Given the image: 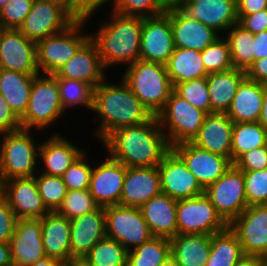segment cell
Returning a JSON list of instances; mask_svg holds the SVG:
<instances>
[{
  "instance_id": "obj_1",
  "label": "cell",
  "mask_w": 267,
  "mask_h": 266,
  "mask_svg": "<svg viewBox=\"0 0 267 266\" xmlns=\"http://www.w3.org/2000/svg\"><path fill=\"white\" fill-rule=\"evenodd\" d=\"M102 144L126 167H156L171 150L156 116L146 123L115 130Z\"/></svg>"
},
{
  "instance_id": "obj_2",
  "label": "cell",
  "mask_w": 267,
  "mask_h": 266,
  "mask_svg": "<svg viewBox=\"0 0 267 266\" xmlns=\"http://www.w3.org/2000/svg\"><path fill=\"white\" fill-rule=\"evenodd\" d=\"M105 78L93 90V109L100 125L96 132L102 142L115 130L149 121L153 115L122 79L121 85L108 84Z\"/></svg>"
},
{
  "instance_id": "obj_3",
  "label": "cell",
  "mask_w": 267,
  "mask_h": 266,
  "mask_svg": "<svg viewBox=\"0 0 267 266\" xmlns=\"http://www.w3.org/2000/svg\"><path fill=\"white\" fill-rule=\"evenodd\" d=\"M110 21L100 25L90 39L95 43L105 69L117 64L128 66L139 60L143 18L111 11Z\"/></svg>"
},
{
  "instance_id": "obj_4",
  "label": "cell",
  "mask_w": 267,
  "mask_h": 266,
  "mask_svg": "<svg viewBox=\"0 0 267 266\" xmlns=\"http://www.w3.org/2000/svg\"><path fill=\"white\" fill-rule=\"evenodd\" d=\"M126 69L121 79L151 114L156 116L174 90L166 65L139 59Z\"/></svg>"
},
{
  "instance_id": "obj_5",
  "label": "cell",
  "mask_w": 267,
  "mask_h": 266,
  "mask_svg": "<svg viewBox=\"0 0 267 266\" xmlns=\"http://www.w3.org/2000/svg\"><path fill=\"white\" fill-rule=\"evenodd\" d=\"M0 145V177L2 181L12 178L34 177L38 173L36 163L40 144L35 145L31 130L20 129L2 133Z\"/></svg>"
},
{
  "instance_id": "obj_6",
  "label": "cell",
  "mask_w": 267,
  "mask_h": 266,
  "mask_svg": "<svg viewBox=\"0 0 267 266\" xmlns=\"http://www.w3.org/2000/svg\"><path fill=\"white\" fill-rule=\"evenodd\" d=\"M64 113L57 77L37 74L31 87L28 107L20 118L22 129L31 130L34 127L42 131Z\"/></svg>"
},
{
  "instance_id": "obj_7",
  "label": "cell",
  "mask_w": 267,
  "mask_h": 266,
  "mask_svg": "<svg viewBox=\"0 0 267 266\" xmlns=\"http://www.w3.org/2000/svg\"><path fill=\"white\" fill-rule=\"evenodd\" d=\"M206 115V112L195 108L173 90L156 117L172 147L181 142L192 141L199 133Z\"/></svg>"
},
{
  "instance_id": "obj_8",
  "label": "cell",
  "mask_w": 267,
  "mask_h": 266,
  "mask_svg": "<svg viewBox=\"0 0 267 266\" xmlns=\"http://www.w3.org/2000/svg\"><path fill=\"white\" fill-rule=\"evenodd\" d=\"M86 20L76 19L69 27L39 40L37 46V66L39 73L54 75L75 52L90 38L81 34Z\"/></svg>"
},
{
  "instance_id": "obj_9",
  "label": "cell",
  "mask_w": 267,
  "mask_h": 266,
  "mask_svg": "<svg viewBox=\"0 0 267 266\" xmlns=\"http://www.w3.org/2000/svg\"><path fill=\"white\" fill-rule=\"evenodd\" d=\"M104 211L106 236L121 243L128 251L153 237L139 207L117 204L104 207Z\"/></svg>"
},
{
  "instance_id": "obj_10",
  "label": "cell",
  "mask_w": 267,
  "mask_h": 266,
  "mask_svg": "<svg viewBox=\"0 0 267 266\" xmlns=\"http://www.w3.org/2000/svg\"><path fill=\"white\" fill-rule=\"evenodd\" d=\"M204 194L228 225L248 207L244 174L234 164Z\"/></svg>"
},
{
  "instance_id": "obj_11",
  "label": "cell",
  "mask_w": 267,
  "mask_h": 266,
  "mask_svg": "<svg viewBox=\"0 0 267 266\" xmlns=\"http://www.w3.org/2000/svg\"><path fill=\"white\" fill-rule=\"evenodd\" d=\"M178 234H216L229 225L205 195L180 199L177 203Z\"/></svg>"
},
{
  "instance_id": "obj_12",
  "label": "cell",
  "mask_w": 267,
  "mask_h": 266,
  "mask_svg": "<svg viewBox=\"0 0 267 266\" xmlns=\"http://www.w3.org/2000/svg\"><path fill=\"white\" fill-rule=\"evenodd\" d=\"M76 18L61 4L34 0L19 31L28 39L38 42L49 35L63 31Z\"/></svg>"
},
{
  "instance_id": "obj_13",
  "label": "cell",
  "mask_w": 267,
  "mask_h": 266,
  "mask_svg": "<svg viewBox=\"0 0 267 266\" xmlns=\"http://www.w3.org/2000/svg\"><path fill=\"white\" fill-rule=\"evenodd\" d=\"M245 256L267 258V204L248 206L230 225Z\"/></svg>"
},
{
  "instance_id": "obj_14",
  "label": "cell",
  "mask_w": 267,
  "mask_h": 266,
  "mask_svg": "<svg viewBox=\"0 0 267 266\" xmlns=\"http://www.w3.org/2000/svg\"><path fill=\"white\" fill-rule=\"evenodd\" d=\"M171 149L183 160L204 189L216 182L233 165L227 157L202 149L191 141L178 143Z\"/></svg>"
},
{
  "instance_id": "obj_15",
  "label": "cell",
  "mask_w": 267,
  "mask_h": 266,
  "mask_svg": "<svg viewBox=\"0 0 267 266\" xmlns=\"http://www.w3.org/2000/svg\"><path fill=\"white\" fill-rule=\"evenodd\" d=\"M175 50L170 16L143 18L139 59L166 65Z\"/></svg>"
},
{
  "instance_id": "obj_16",
  "label": "cell",
  "mask_w": 267,
  "mask_h": 266,
  "mask_svg": "<svg viewBox=\"0 0 267 266\" xmlns=\"http://www.w3.org/2000/svg\"><path fill=\"white\" fill-rule=\"evenodd\" d=\"M157 168L160 173L162 193L176 200L194 198L205 193V189L172 149Z\"/></svg>"
},
{
  "instance_id": "obj_17",
  "label": "cell",
  "mask_w": 267,
  "mask_h": 266,
  "mask_svg": "<svg viewBox=\"0 0 267 266\" xmlns=\"http://www.w3.org/2000/svg\"><path fill=\"white\" fill-rule=\"evenodd\" d=\"M0 69L39 74L36 42L18 29H6L0 41Z\"/></svg>"
},
{
  "instance_id": "obj_18",
  "label": "cell",
  "mask_w": 267,
  "mask_h": 266,
  "mask_svg": "<svg viewBox=\"0 0 267 266\" xmlns=\"http://www.w3.org/2000/svg\"><path fill=\"white\" fill-rule=\"evenodd\" d=\"M126 169L123 163L110 155L93 167L89 190L100 207L120 204Z\"/></svg>"
},
{
  "instance_id": "obj_19",
  "label": "cell",
  "mask_w": 267,
  "mask_h": 266,
  "mask_svg": "<svg viewBox=\"0 0 267 266\" xmlns=\"http://www.w3.org/2000/svg\"><path fill=\"white\" fill-rule=\"evenodd\" d=\"M3 196L18 219H41L49 213L38 192L35 177L4 181Z\"/></svg>"
},
{
  "instance_id": "obj_20",
  "label": "cell",
  "mask_w": 267,
  "mask_h": 266,
  "mask_svg": "<svg viewBox=\"0 0 267 266\" xmlns=\"http://www.w3.org/2000/svg\"><path fill=\"white\" fill-rule=\"evenodd\" d=\"M178 8L218 33L238 23L236 0H184Z\"/></svg>"
},
{
  "instance_id": "obj_21",
  "label": "cell",
  "mask_w": 267,
  "mask_h": 266,
  "mask_svg": "<svg viewBox=\"0 0 267 266\" xmlns=\"http://www.w3.org/2000/svg\"><path fill=\"white\" fill-rule=\"evenodd\" d=\"M9 245L14 266H30L47 256L42 241L41 219H18Z\"/></svg>"
},
{
  "instance_id": "obj_22",
  "label": "cell",
  "mask_w": 267,
  "mask_h": 266,
  "mask_svg": "<svg viewBox=\"0 0 267 266\" xmlns=\"http://www.w3.org/2000/svg\"><path fill=\"white\" fill-rule=\"evenodd\" d=\"M104 70L97 46L89 38L54 75L86 82L95 88L106 78Z\"/></svg>"
},
{
  "instance_id": "obj_23",
  "label": "cell",
  "mask_w": 267,
  "mask_h": 266,
  "mask_svg": "<svg viewBox=\"0 0 267 266\" xmlns=\"http://www.w3.org/2000/svg\"><path fill=\"white\" fill-rule=\"evenodd\" d=\"M170 16L175 48L203 51L219 38L218 32L185 15L178 7L165 11Z\"/></svg>"
},
{
  "instance_id": "obj_24",
  "label": "cell",
  "mask_w": 267,
  "mask_h": 266,
  "mask_svg": "<svg viewBox=\"0 0 267 266\" xmlns=\"http://www.w3.org/2000/svg\"><path fill=\"white\" fill-rule=\"evenodd\" d=\"M161 193L160 173L156 167H127L120 205L141 207Z\"/></svg>"
},
{
  "instance_id": "obj_25",
  "label": "cell",
  "mask_w": 267,
  "mask_h": 266,
  "mask_svg": "<svg viewBox=\"0 0 267 266\" xmlns=\"http://www.w3.org/2000/svg\"><path fill=\"white\" fill-rule=\"evenodd\" d=\"M71 221L70 247L72 259H83L92 247L106 236L104 207H98Z\"/></svg>"
},
{
  "instance_id": "obj_26",
  "label": "cell",
  "mask_w": 267,
  "mask_h": 266,
  "mask_svg": "<svg viewBox=\"0 0 267 266\" xmlns=\"http://www.w3.org/2000/svg\"><path fill=\"white\" fill-rule=\"evenodd\" d=\"M233 125L226 113L207 114L199 133L191 142L209 152L227 157L231 161Z\"/></svg>"
},
{
  "instance_id": "obj_27",
  "label": "cell",
  "mask_w": 267,
  "mask_h": 266,
  "mask_svg": "<svg viewBox=\"0 0 267 266\" xmlns=\"http://www.w3.org/2000/svg\"><path fill=\"white\" fill-rule=\"evenodd\" d=\"M178 200L160 193L140 207L153 236L171 239L178 234Z\"/></svg>"
},
{
  "instance_id": "obj_28",
  "label": "cell",
  "mask_w": 267,
  "mask_h": 266,
  "mask_svg": "<svg viewBox=\"0 0 267 266\" xmlns=\"http://www.w3.org/2000/svg\"><path fill=\"white\" fill-rule=\"evenodd\" d=\"M42 241L48 257L66 263L72 260L70 247L71 221L57 212L41 218Z\"/></svg>"
},
{
  "instance_id": "obj_29",
  "label": "cell",
  "mask_w": 267,
  "mask_h": 266,
  "mask_svg": "<svg viewBox=\"0 0 267 266\" xmlns=\"http://www.w3.org/2000/svg\"><path fill=\"white\" fill-rule=\"evenodd\" d=\"M39 156L45 168L42 174L62 177L64 172L84 153L72 142L54 134L41 142Z\"/></svg>"
},
{
  "instance_id": "obj_30",
  "label": "cell",
  "mask_w": 267,
  "mask_h": 266,
  "mask_svg": "<svg viewBox=\"0 0 267 266\" xmlns=\"http://www.w3.org/2000/svg\"><path fill=\"white\" fill-rule=\"evenodd\" d=\"M264 84L247 77L239 85L226 114L233 123L257 122L260 119Z\"/></svg>"
},
{
  "instance_id": "obj_31",
  "label": "cell",
  "mask_w": 267,
  "mask_h": 266,
  "mask_svg": "<svg viewBox=\"0 0 267 266\" xmlns=\"http://www.w3.org/2000/svg\"><path fill=\"white\" fill-rule=\"evenodd\" d=\"M210 253L209 234H177L170 239V255L178 266H205Z\"/></svg>"
},
{
  "instance_id": "obj_32",
  "label": "cell",
  "mask_w": 267,
  "mask_h": 266,
  "mask_svg": "<svg viewBox=\"0 0 267 266\" xmlns=\"http://www.w3.org/2000/svg\"><path fill=\"white\" fill-rule=\"evenodd\" d=\"M246 78V71L232 68L224 72L208 74L206 77L211 113H226L241 82Z\"/></svg>"
},
{
  "instance_id": "obj_33",
  "label": "cell",
  "mask_w": 267,
  "mask_h": 266,
  "mask_svg": "<svg viewBox=\"0 0 267 266\" xmlns=\"http://www.w3.org/2000/svg\"><path fill=\"white\" fill-rule=\"evenodd\" d=\"M36 75L0 69V93L19 118L25 114L28 107L30 91Z\"/></svg>"
},
{
  "instance_id": "obj_34",
  "label": "cell",
  "mask_w": 267,
  "mask_h": 266,
  "mask_svg": "<svg viewBox=\"0 0 267 266\" xmlns=\"http://www.w3.org/2000/svg\"><path fill=\"white\" fill-rule=\"evenodd\" d=\"M166 68L173 87L208 75L202 62L201 51L193 49L175 48Z\"/></svg>"
},
{
  "instance_id": "obj_35",
  "label": "cell",
  "mask_w": 267,
  "mask_h": 266,
  "mask_svg": "<svg viewBox=\"0 0 267 266\" xmlns=\"http://www.w3.org/2000/svg\"><path fill=\"white\" fill-rule=\"evenodd\" d=\"M244 256L237 235L228 227L211 235V253L205 266H235Z\"/></svg>"
},
{
  "instance_id": "obj_36",
  "label": "cell",
  "mask_w": 267,
  "mask_h": 266,
  "mask_svg": "<svg viewBox=\"0 0 267 266\" xmlns=\"http://www.w3.org/2000/svg\"><path fill=\"white\" fill-rule=\"evenodd\" d=\"M267 145V130L257 122L234 123L232 128L231 163L249 150Z\"/></svg>"
},
{
  "instance_id": "obj_37",
  "label": "cell",
  "mask_w": 267,
  "mask_h": 266,
  "mask_svg": "<svg viewBox=\"0 0 267 266\" xmlns=\"http://www.w3.org/2000/svg\"><path fill=\"white\" fill-rule=\"evenodd\" d=\"M227 32L228 35L225 38L229 44L234 68L247 71L254 63V34L238 23Z\"/></svg>"
},
{
  "instance_id": "obj_38",
  "label": "cell",
  "mask_w": 267,
  "mask_h": 266,
  "mask_svg": "<svg viewBox=\"0 0 267 266\" xmlns=\"http://www.w3.org/2000/svg\"><path fill=\"white\" fill-rule=\"evenodd\" d=\"M83 259L89 266H127L128 250L118 241L105 236Z\"/></svg>"
},
{
  "instance_id": "obj_39",
  "label": "cell",
  "mask_w": 267,
  "mask_h": 266,
  "mask_svg": "<svg viewBox=\"0 0 267 266\" xmlns=\"http://www.w3.org/2000/svg\"><path fill=\"white\" fill-rule=\"evenodd\" d=\"M168 256H170V239L153 236L128 251L127 266H159Z\"/></svg>"
},
{
  "instance_id": "obj_40",
  "label": "cell",
  "mask_w": 267,
  "mask_h": 266,
  "mask_svg": "<svg viewBox=\"0 0 267 266\" xmlns=\"http://www.w3.org/2000/svg\"><path fill=\"white\" fill-rule=\"evenodd\" d=\"M60 101L64 111L71 106H85L92 111L93 109V90L94 88L79 80L57 78Z\"/></svg>"
},
{
  "instance_id": "obj_41",
  "label": "cell",
  "mask_w": 267,
  "mask_h": 266,
  "mask_svg": "<svg viewBox=\"0 0 267 266\" xmlns=\"http://www.w3.org/2000/svg\"><path fill=\"white\" fill-rule=\"evenodd\" d=\"M34 177L43 204L49 212H56L68 191L63 178L42 173Z\"/></svg>"
},
{
  "instance_id": "obj_42",
  "label": "cell",
  "mask_w": 267,
  "mask_h": 266,
  "mask_svg": "<svg viewBox=\"0 0 267 266\" xmlns=\"http://www.w3.org/2000/svg\"><path fill=\"white\" fill-rule=\"evenodd\" d=\"M201 58L207 74L224 72L234 68L226 38L219 37L208 45L201 51Z\"/></svg>"
},
{
  "instance_id": "obj_43",
  "label": "cell",
  "mask_w": 267,
  "mask_h": 266,
  "mask_svg": "<svg viewBox=\"0 0 267 266\" xmlns=\"http://www.w3.org/2000/svg\"><path fill=\"white\" fill-rule=\"evenodd\" d=\"M99 205L95 202L89 189L68 190L60 207L57 209L59 215L71 220L96 210Z\"/></svg>"
},
{
  "instance_id": "obj_44",
  "label": "cell",
  "mask_w": 267,
  "mask_h": 266,
  "mask_svg": "<svg viewBox=\"0 0 267 266\" xmlns=\"http://www.w3.org/2000/svg\"><path fill=\"white\" fill-rule=\"evenodd\" d=\"M174 91L195 108L207 114L211 113V103L206 77L176 84L174 86Z\"/></svg>"
},
{
  "instance_id": "obj_45",
  "label": "cell",
  "mask_w": 267,
  "mask_h": 266,
  "mask_svg": "<svg viewBox=\"0 0 267 266\" xmlns=\"http://www.w3.org/2000/svg\"><path fill=\"white\" fill-rule=\"evenodd\" d=\"M112 11L123 15L139 18H148L160 15L166 9L158 0H114Z\"/></svg>"
},
{
  "instance_id": "obj_46",
  "label": "cell",
  "mask_w": 267,
  "mask_h": 266,
  "mask_svg": "<svg viewBox=\"0 0 267 266\" xmlns=\"http://www.w3.org/2000/svg\"><path fill=\"white\" fill-rule=\"evenodd\" d=\"M248 206L267 204V168L243 171Z\"/></svg>"
},
{
  "instance_id": "obj_47",
  "label": "cell",
  "mask_w": 267,
  "mask_h": 266,
  "mask_svg": "<svg viewBox=\"0 0 267 266\" xmlns=\"http://www.w3.org/2000/svg\"><path fill=\"white\" fill-rule=\"evenodd\" d=\"M83 153L63 174L62 178L67 190L89 189L93 167L85 160Z\"/></svg>"
},
{
  "instance_id": "obj_48",
  "label": "cell",
  "mask_w": 267,
  "mask_h": 266,
  "mask_svg": "<svg viewBox=\"0 0 267 266\" xmlns=\"http://www.w3.org/2000/svg\"><path fill=\"white\" fill-rule=\"evenodd\" d=\"M33 2L34 0H8L0 8V22L6 29H19Z\"/></svg>"
},
{
  "instance_id": "obj_49",
  "label": "cell",
  "mask_w": 267,
  "mask_h": 266,
  "mask_svg": "<svg viewBox=\"0 0 267 266\" xmlns=\"http://www.w3.org/2000/svg\"><path fill=\"white\" fill-rule=\"evenodd\" d=\"M234 165L241 171H260L267 168V145L243 154Z\"/></svg>"
},
{
  "instance_id": "obj_50",
  "label": "cell",
  "mask_w": 267,
  "mask_h": 266,
  "mask_svg": "<svg viewBox=\"0 0 267 266\" xmlns=\"http://www.w3.org/2000/svg\"><path fill=\"white\" fill-rule=\"evenodd\" d=\"M18 218L15 216L7 199L0 197V243H9L14 234Z\"/></svg>"
},
{
  "instance_id": "obj_51",
  "label": "cell",
  "mask_w": 267,
  "mask_h": 266,
  "mask_svg": "<svg viewBox=\"0 0 267 266\" xmlns=\"http://www.w3.org/2000/svg\"><path fill=\"white\" fill-rule=\"evenodd\" d=\"M111 0H70V13L80 20H86L91 17L97 9ZM114 2V0H113Z\"/></svg>"
},
{
  "instance_id": "obj_52",
  "label": "cell",
  "mask_w": 267,
  "mask_h": 266,
  "mask_svg": "<svg viewBox=\"0 0 267 266\" xmlns=\"http://www.w3.org/2000/svg\"><path fill=\"white\" fill-rule=\"evenodd\" d=\"M22 129L20 118L13 112L7 100L0 93V134Z\"/></svg>"
},
{
  "instance_id": "obj_53",
  "label": "cell",
  "mask_w": 267,
  "mask_h": 266,
  "mask_svg": "<svg viewBox=\"0 0 267 266\" xmlns=\"http://www.w3.org/2000/svg\"><path fill=\"white\" fill-rule=\"evenodd\" d=\"M238 24L254 35L267 30V8L252 14L238 15Z\"/></svg>"
},
{
  "instance_id": "obj_54",
  "label": "cell",
  "mask_w": 267,
  "mask_h": 266,
  "mask_svg": "<svg viewBox=\"0 0 267 266\" xmlns=\"http://www.w3.org/2000/svg\"><path fill=\"white\" fill-rule=\"evenodd\" d=\"M246 77L252 81L267 85V57L255 60L246 71Z\"/></svg>"
},
{
  "instance_id": "obj_55",
  "label": "cell",
  "mask_w": 267,
  "mask_h": 266,
  "mask_svg": "<svg viewBox=\"0 0 267 266\" xmlns=\"http://www.w3.org/2000/svg\"><path fill=\"white\" fill-rule=\"evenodd\" d=\"M237 15L252 14L267 8V0H236Z\"/></svg>"
},
{
  "instance_id": "obj_56",
  "label": "cell",
  "mask_w": 267,
  "mask_h": 266,
  "mask_svg": "<svg viewBox=\"0 0 267 266\" xmlns=\"http://www.w3.org/2000/svg\"><path fill=\"white\" fill-rule=\"evenodd\" d=\"M267 57V30L254 35V61Z\"/></svg>"
},
{
  "instance_id": "obj_57",
  "label": "cell",
  "mask_w": 267,
  "mask_h": 266,
  "mask_svg": "<svg viewBox=\"0 0 267 266\" xmlns=\"http://www.w3.org/2000/svg\"><path fill=\"white\" fill-rule=\"evenodd\" d=\"M0 266H14L9 243H0Z\"/></svg>"
},
{
  "instance_id": "obj_58",
  "label": "cell",
  "mask_w": 267,
  "mask_h": 266,
  "mask_svg": "<svg viewBox=\"0 0 267 266\" xmlns=\"http://www.w3.org/2000/svg\"><path fill=\"white\" fill-rule=\"evenodd\" d=\"M265 259L260 256H244L235 266H260Z\"/></svg>"
},
{
  "instance_id": "obj_59",
  "label": "cell",
  "mask_w": 267,
  "mask_h": 266,
  "mask_svg": "<svg viewBox=\"0 0 267 266\" xmlns=\"http://www.w3.org/2000/svg\"><path fill=\"white\" fill-rule=\"evenodd\" d=\"M258 122L267 130V85H264L262 111Z\"/></svg>"
},
{
  "instance_id": "obj_60",
  "label": "cell",
  "mask_w": 267,
  "mask_h": 266,
  "mask_svg": "<svg viewBox=\"0 0 267 266\" xmlns=\"http://www.w3.org/2000/svg\"><path fill=\"white\" fill-rule=\"evenodd\" d=\"M30 266H63V263L58 262L55 258L45 256Z\"/></svg>"
},
{
  "instance_id": "obj_61",
  "label": "cell",
  "mask_w": 267,
  "mask_h": 266,
  "mask_svg": "<svg viewBox=\"0 0 267 266\" xmlns=\"http://www.w3.org/2000/svg\"><path fill=\"white\" fill-rule=\"evenodd\" d=\"M160 4L165 8L178 7L184 0H158Z\"/></svg>"
},
{
  "instance_id": "obj_62",
  "label": "cell",
  "mask_w": 267,
  "mask_h": 266,
  "mask_svg": "<svg viewBox=\"0 0 267 266\" xmlns=\"http://www.w3.org/2000/svg\"><path fill=\"white\" fill-rule=\"evenodd\" d=\"M63 266H89L84 259H72L64 263Z\"/></svg>"
},
{
  "instance_id": "obj_63",
  "label": "cell",
  "mask_w": 267,
  "mask_h": 266,
  "mask_svg": "<svg viewBox=\"0 0 267 266\" xmlns=\"http://www.w3.org/2000/svg\"><path fill=\"white\" fill-rule=\"evenodd\" d=\"M159 266H178L175 259L170 255Z\"/></svg>"
},
{
  "instance_id": "obj_64",
  "label": "cell",
  "mask_w": 267,
  "mask_h": 266,
  "mask_svg": "<svg viewBox=\"0 0 267 266\" xmlns=\"http://www.w3.org/2000/svg\"><path fill=\"white\" fill-rule=\"evenodd\" d=\"M63 5L70 12V0H42Z\"/></svg>"
},
{
  "instance_id": "obj_65",
  "label": "cell",
  "mask_w": 267,
  "mask_h": 266,
  "mask_svg": "<svg viewBox=\"0 0 267 266\" xmlns=\"http://www.w3.org/2000/svg\"><path fill=\"white\" fill-rule=\"evenodd\" d=\"M6 28L3 26V24L0 22V41L2 38L3 33L5 32Z\"/></svg>"
},
{
  "instance_id": "obj_66",
  "label": "cell",
  "mask_w": 267,
  "mask_h": 266,
  "mask_svg": "<svg viewBox=\"0 0 267 266\" xmlns=\"http://www.w3.org/2000/svg\"><path fill=\"white\" fill-rule=\"evenodd\" d=\"M2 196H3V181L0 177V197H2Z\"/></svg>"
},
{
  "instance_id": "obj_67",
  "label": "cell",
  "mask_w": 267,
  "mask_h": 266,
  "mask_svg": "<svg viewBox=\"0 0 267 266\" xmlns=\"http://www.w3.org/2000/svg\"><path fill=\"white\" fill-rule=\"evenodd\" d=\"M8 0H0V8L6 4Z\"/></svg>"
},
{
  "instance_id": "obj_68",
  "label": "cell",
  "mask_w": 267,
  "mask_h": 266,
  "mask_svg": "<svg viewBox=\"0 0 267 266\" xmlns=\"http://www.w3.org/2000/svg\"><path fill=\"white\" fill-rule=\"evenodd\" d=\"M260 266H267V258L261 263Z\"/></svg>"
}]
</instances>
